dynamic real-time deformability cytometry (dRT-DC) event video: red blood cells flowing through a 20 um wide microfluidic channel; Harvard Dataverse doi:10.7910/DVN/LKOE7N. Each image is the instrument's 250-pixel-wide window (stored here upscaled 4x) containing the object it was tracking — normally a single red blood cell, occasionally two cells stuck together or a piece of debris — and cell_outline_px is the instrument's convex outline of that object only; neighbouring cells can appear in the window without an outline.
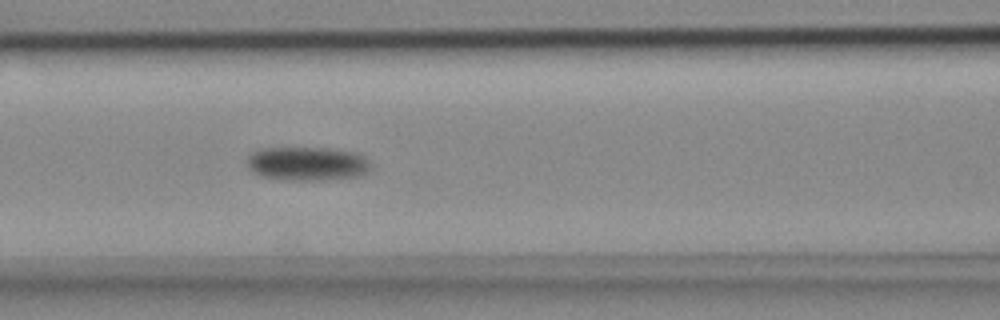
{"species": "common noctule bat (a hibernating species)", "species_latin": "Nyctalus noctula", "temperature_condition": "cold", "stored_images_in_passage": 6, "camera_frame_rate_fps": 3000, "um_per_image_px": 0.085, "animal": {"sex": "female", "body_mass_g": 18.4}, "frame": {"image": 1, "passage_image": 6, "time_ms": 1.667, "image_size_px": [1000, 320], "cell_outline_px": [[372, 168], [368, 172], [360, 176], [328, 180], [280, 180], [264, 176], [248, 168], [248, 156], [252, 152], [260, 148], [328, 148], [360, 152], [372, 164]], "centroid_in_image_um": [26.2, 13.91], "position_along_channel_um": 140.4, "area_um2": 24.8}}